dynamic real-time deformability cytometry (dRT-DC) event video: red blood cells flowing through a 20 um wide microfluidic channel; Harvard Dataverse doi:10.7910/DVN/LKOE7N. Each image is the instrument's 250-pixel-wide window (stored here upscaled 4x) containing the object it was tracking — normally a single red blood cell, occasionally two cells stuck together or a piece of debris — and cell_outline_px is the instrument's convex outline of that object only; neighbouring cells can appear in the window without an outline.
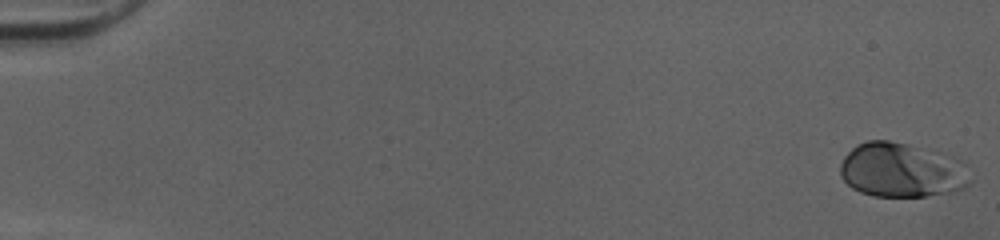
{"species": "human", "species_latin": "Homo sapiens", "temperature_condition": "cold", "stored_images_in_passage": 51, "camera_frame_rate_fps": 3000, "um_per_image_px": 0.085, "donor": {"sex": "female"}, "frame": {"image": 1, "passage_image": 1, "time_ms": 0.0, "image_size_px": [1000, 240], "cell_outline_px": [[972, 180], [964, 188], [956, 192], [928, 196], [872, 196], [860, 192], [852, 188], [840, 176], [840, 164], [844, 156], [856, 144], [868, 140], [888, 140], [932, 148], [964, 160]], "centroid_in_image_um": [76.71, 14.44], "position_along_channel_um": 8.3, "area_um2": 42.37}}
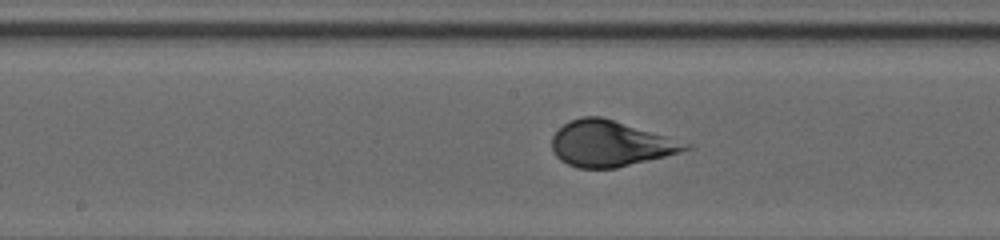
{"frame": {"image": 2, "passage_image": 28, "time_ms": 9.0, "image_size_px": [1000, 240], "cell_outline_px": [[692, 148], [680, 152], [616, 168], [576, 168], [560, 160], [556, 156], [552, 148], [552, 136], [568, 120], [580, 116], [600, 116], [692, 144]], "centroid_in_image_um": [51.84, 12.21], "position_along_channel_um": 196.4, "area_um2": 35.26}}
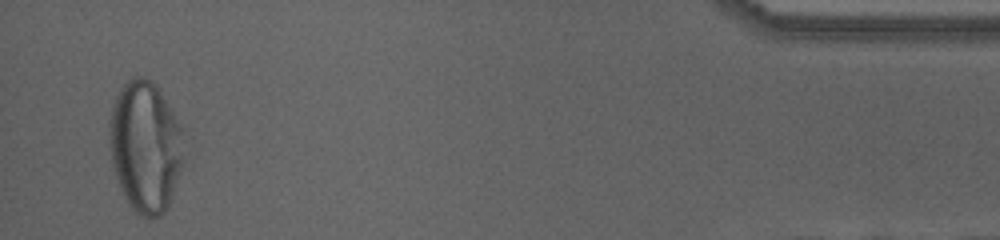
{"frame": {"image": 3, "passage_image": 50, "time_ms": 16.333, "image_size_px": [1000, 240], "cell_outline_px": [[184, 160], [168, 204], [164, 212], [160, 216], [140, 216], [128, 204], [120, 188], [112, 164], [108, 140], [108, 124], [112, 104], [120, 88], [132, 76], [144, 76], [152, 80], [160, 88], [180, 128]], "centroid_in_image_um": [12.3, 12.41], "position_along_channel_um": 422.9, "area_um2": 56.88}, "authors_computed_cell_mechanics": {"area_um2": 38.5526, "velocity_mm_per_s": 4.0428, "shape_relaxation_time_tau1_ms": 3.5252, "shape_relaxation_time_tau2_ms": null, "deformation_change_tau1": 0.1331, "deformation_change_tau2": null}}